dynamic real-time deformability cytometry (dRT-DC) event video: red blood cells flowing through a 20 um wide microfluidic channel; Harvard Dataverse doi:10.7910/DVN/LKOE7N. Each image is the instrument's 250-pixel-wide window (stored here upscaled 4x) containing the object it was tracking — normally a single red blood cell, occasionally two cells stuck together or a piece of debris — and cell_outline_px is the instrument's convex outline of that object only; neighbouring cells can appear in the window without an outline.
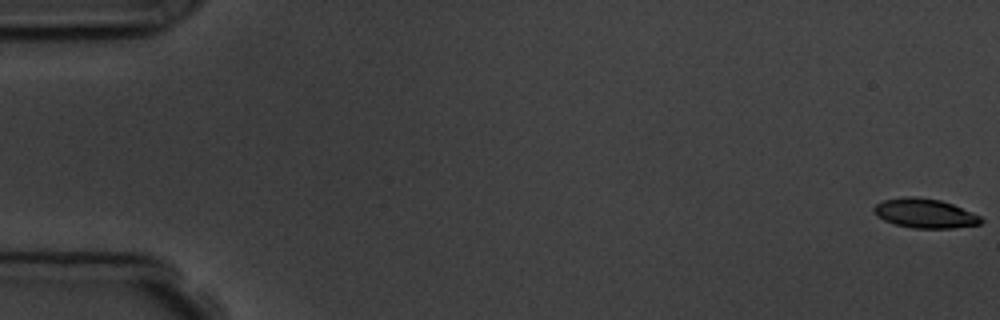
{"species": "common noctule bat (a hibernating species)", "species_latin": "Nyctalus noctula", "temperature_condition": "room temperature", "stored_images_in_passage": 6, "segment_of_instrument_passage": [1, 2], "camera_frame_rate_fps": 3000, "um_per_image_px": 0.085, "animal": {"sex": "male", "body_mass_g": 19.5, "forearm_length_mm": 54.6}, "frame": {"image": 1, "passage_image": 1, "time_ms": 0.0, "image_size_px": [1000, 320], "cell_outline_px": [[984, 220], [980, 224], [952, 228], [912, 228], [896, 224], [884, 220], [876, 216], [872, 212], [872, 208], [876, 204], [884, 200], [904, 196], [912, 196], [940, 200], [952, 204], [980, 216]], "centroid_in_image_um": [78.57, 18.13], "position_along_channel_um": 6.4, "area_um2": 18.26}}
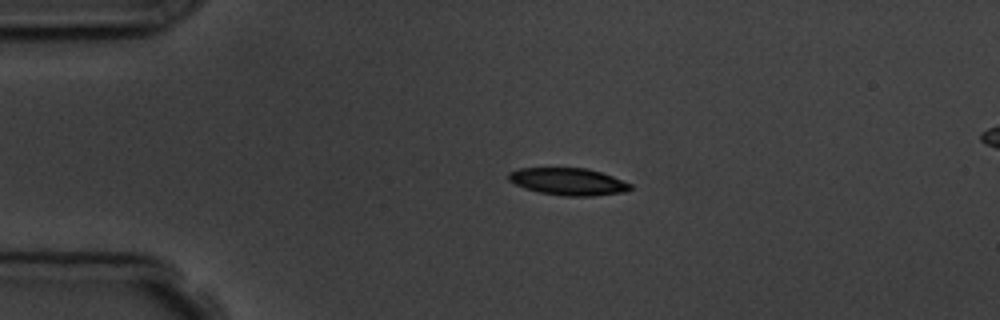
{"frame": {"image": 2, "passage_image": 4, "time_ms": 4.0, "image_size_px": [1000, 320], "cell_outline_px": [[632, 188], [624, 192], [592, 196], [564, 196], [536, 192], [524, 188], [508, 180], [508, 172], [520, 168], [588, 168], [612, 176], [632, 184]], "centroid_in_image_um": [48.28, 15.44], "position_along_channel_um": 36.7, "area_um2": 19.36}}